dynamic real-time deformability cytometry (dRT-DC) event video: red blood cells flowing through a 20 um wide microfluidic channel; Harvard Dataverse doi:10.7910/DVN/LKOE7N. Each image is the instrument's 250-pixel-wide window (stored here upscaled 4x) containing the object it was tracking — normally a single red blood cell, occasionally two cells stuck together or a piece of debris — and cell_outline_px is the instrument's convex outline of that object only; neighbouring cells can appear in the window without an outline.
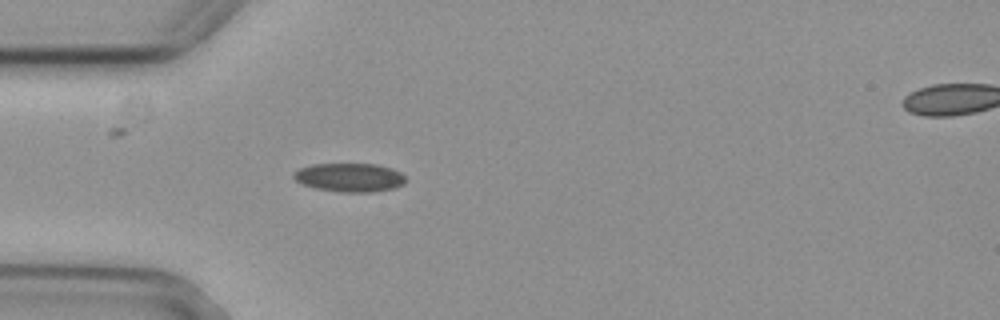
{"species": "common noctule bat (a hibernating species)", "species_latin": "Nyctalus noctula", "temperature_condition": "cold", "stored_images_in_passage": 4, "segment_of_instrument_passage": [1, 2], "camera_frame_rate_fps": 3000, "um_per_image_px": 0.085, "animal": {"sex": "female", "body_mass_g": 29.2, "forearm_length_mm": 56.3}, "frame": {"image": 1, "passage_image": 3, "time_ms": 0.667, "image_size_px": [1000, 320], "cell_outline_px": [[408, 180], [404, 184], [396, 188], [372, 192], [340, 192], [316, 188], [304, 184], [296, 180], [292, 176], [300, 168], [316, 164], [376, 164], [392, 168], [400, 172]], "centroid_in_image_um": [29.79, 15.09], "position_along_channel_um": 55.2, "area_um2": 18.67}}